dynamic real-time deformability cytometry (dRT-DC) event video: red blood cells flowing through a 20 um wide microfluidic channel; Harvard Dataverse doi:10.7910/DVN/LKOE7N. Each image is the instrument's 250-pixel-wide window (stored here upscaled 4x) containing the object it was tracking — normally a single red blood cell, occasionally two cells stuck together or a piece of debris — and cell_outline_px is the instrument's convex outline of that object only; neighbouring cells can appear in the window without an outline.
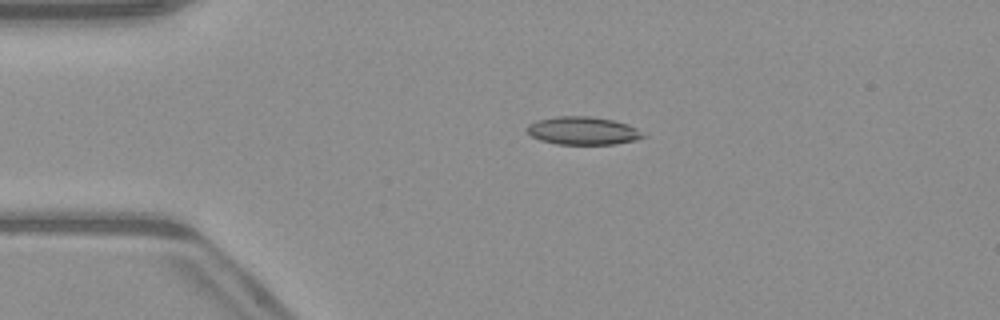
{"species": "common noctule bat (a hibernating species)", "species_latin": "Nyctalus noctula", "temperature_condition": "warm", "stored_images_in_passage": 5, "camera_frame_rate_fps": 3000, "um_per_image_px": 0.085, "animal": {"sex": "male", "body_mass_g": 23.1, "forearm_length_mm": 52.7}, "frame": {"image": 1, "passage_image": 4, "time_ms": 3.667, "image_size_px": [1000, 320], "cell_outline_px": [[648, 136], [636, 140], [616, 144], [556, 144], [540, 140], [532, 136], [524, 128], [528, 124], [536, 120], [556, 116], [588, 116], [612, 120], [628, 124], [636, 128]], "centroid_in_image_um": [49.54, 11.11], "position_along_channel_um": 35.5, "area_um2": 19.07}}